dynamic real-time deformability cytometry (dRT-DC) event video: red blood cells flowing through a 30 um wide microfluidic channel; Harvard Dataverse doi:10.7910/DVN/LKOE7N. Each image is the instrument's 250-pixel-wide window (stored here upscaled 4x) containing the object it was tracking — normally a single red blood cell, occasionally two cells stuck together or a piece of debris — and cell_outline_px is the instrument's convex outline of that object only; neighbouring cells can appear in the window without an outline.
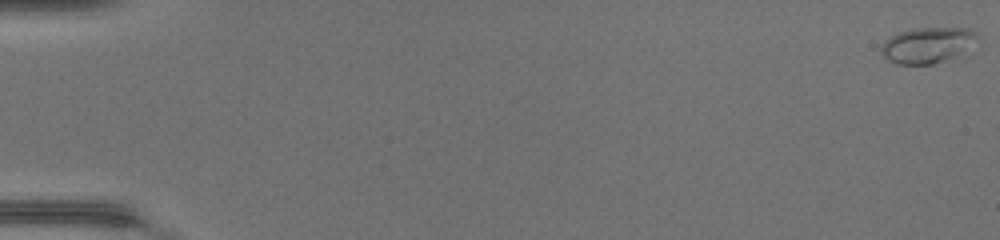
{"species": "common noctule bat (a hibernating species)", "species_latin": "Nyctalus noctula", "temperature_condition": "warm", "stored_images_in_passage": 49, "camera_frame_rate_fps": 3000, "um_per_image_px": 0.085, "animal": {"sex": "female", "body_mass_g": 17.0, "forearm_length_mm": 48.0}, "frame": {"image": 1, "passage_image": 1, "time_ms": 0.0, "image_size_px": [1000, 240], "cell_outline_px": [[980, 36], [960, 52], [944, 60], [932, 64], [896, 64], [888, 60], [884, 56], [880, 48], [884, 40], [896, 32], [912, 28], [968, 28]], "centroid_in_image_um": [78.74, 3.81], "position_along_channel_um": 6.3, "area_um2": 19.65}}
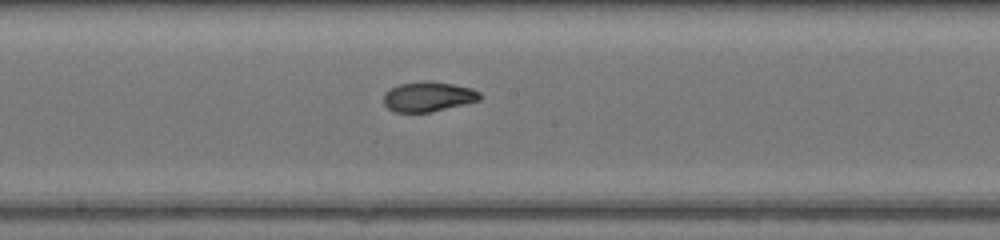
{"frame": {"image": 2, "passage_image": 28, "time_ms": 9.0, "image_size_px": [1000, 240], "cell_outline_px": [[484, 96], [480, 100], [432, 112], [396, 112], [388, 108], [384, 104], [384, 92], [400, 84], [420, 80], [428, 80], [452, 84], [472, 88], [480, 92]], "centroid_in_image_um": [36.42, 8.2], "position_along_channel_um": 211.8, "area_um2": 16.94}}
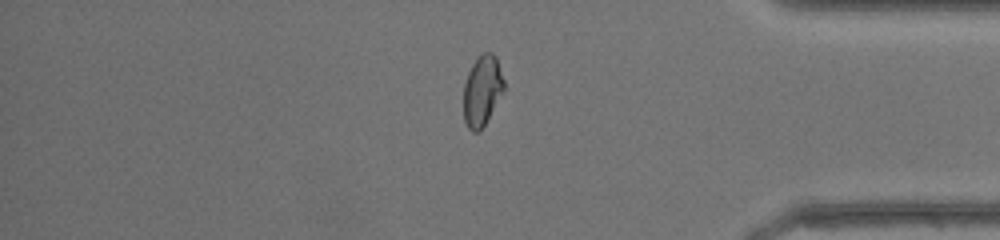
{"frame": {"image": 3, "passage_image": 42, "time_ms": 13.667, "image_size_px": [1000, 240], "cell_outline_px": [[504, 92], [480, 132], [472, 132], [468, 128], [464, 120], [464, 84], [468, 72], [472, 64], [484, 52], [492, 52], [496, 56], [504, 80]], "centroid_in_image_um": [40.99, 7.72], "position_along_channel_um": 394.2, "area_um2": 16.65}, "authors_computed_cell_mechanics": {"area_um2": 17.2244, "velocity_mm_per_s": 4.3663, "shape_relaxation_time_tau1_ms": 11.1854, "shape_relaxation_time_tau2_ms": 1.2521, "deformation_change_tau1": 0.2942, "deformation_change_tau2": 0.0595}}